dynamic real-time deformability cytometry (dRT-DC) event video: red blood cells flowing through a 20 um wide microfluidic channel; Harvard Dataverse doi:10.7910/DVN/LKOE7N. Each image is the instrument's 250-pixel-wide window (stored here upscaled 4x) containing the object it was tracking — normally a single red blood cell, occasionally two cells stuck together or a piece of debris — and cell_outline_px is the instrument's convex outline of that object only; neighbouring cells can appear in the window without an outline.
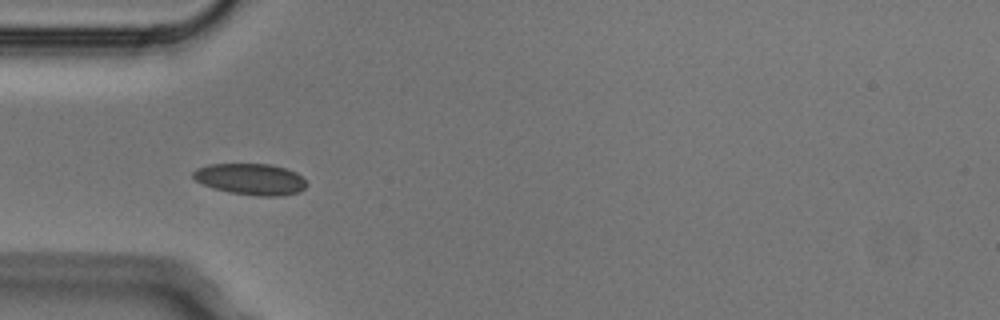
{"species": "Egyptian fruit bat (a non-hibernating species)", "species_latin": "Rousettus aegyptiacus", "temperature_condition": "cold", "stored_images_in_passage": 6, "camera_frame_rate_fps": 3000, "um_per_image_px": 0.085, "animal": {"sex": "male"}, "frame": {"image": 1, "passage_image": 5, "time_ms": 1.333, "image_size_px": [1000, 320], "cell_outline_px": [[308, 184], [300, 192], [280, 196], [260, 196], [232, 192], [212, 188], [196, 180], [192, 176], [192, 172], [196, 168], [208, 164], [268, 164], [284, 168], [296, 172]], "centroid_in_image_um": [21.3, 15.22], "position_along_channel_um": 63.7, "area_um2": 20.58}}
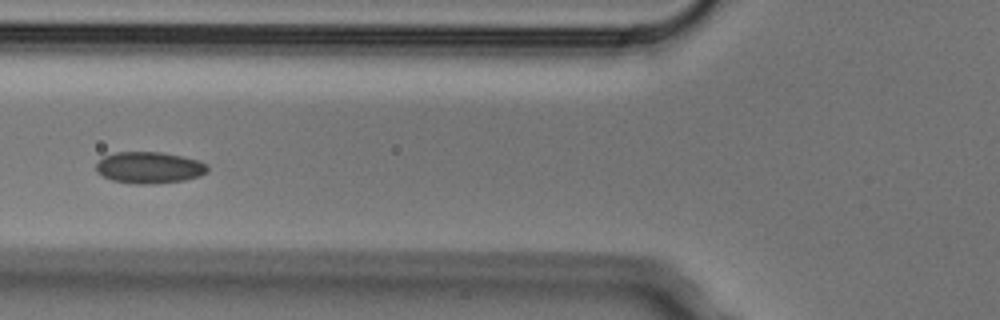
{"frame": {"image": 2, "passage_image": 6, "time_ms": 1.667, "image_size_px": [1000, 320], "cell_outline_px": [[208, 172], [200, 176], [184, 180], [152, 184], [136, 184], [112, 180], [96, 172], [96, 164], [104, 156], [116, 152], [160, 152], [180, 156], [196, 160], [208, 164]], "centroid_in_image_um": [12.69, 14.25], "position_along_channel_um": 113.1, "area_um2": 20.4}}